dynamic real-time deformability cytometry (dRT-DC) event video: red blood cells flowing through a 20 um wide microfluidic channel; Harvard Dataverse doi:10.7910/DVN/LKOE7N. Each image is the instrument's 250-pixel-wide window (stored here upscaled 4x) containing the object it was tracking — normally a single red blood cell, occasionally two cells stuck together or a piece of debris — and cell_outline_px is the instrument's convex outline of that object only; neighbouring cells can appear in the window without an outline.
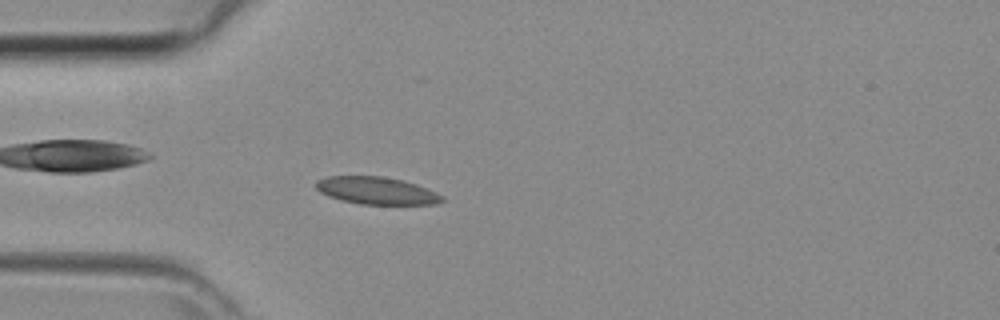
{"species": "common noctule bat (a hibernating species)", "species_latin": "Nyctalus noctula", "temperature_condition": "room temperature", "stored_images_in_passage": 42, "camera_frame_rate_fps": 3000, "um_per_image_px": 0.085, "animal": {"sex": "female", "body_mass_g": 29.2, "forearm_length_mm": 56.3}, "frame": {"image": 1, "passage_image": 11, "time_ms": 3.333, "image_size_px": [1000, 320], "cell_outline_px": [[444, 200], [436, 204], [360, 204], [340, 200], [328, 196], [320, 192], [316, 188], [316, 180], [328, 176], [384, 176], [404, 180], [428, 188], [444, 196]], "centroid_in_image_um": [32.02, 16.2], "position_along_channel_um": 53.0, "area_um2": 20.29}}
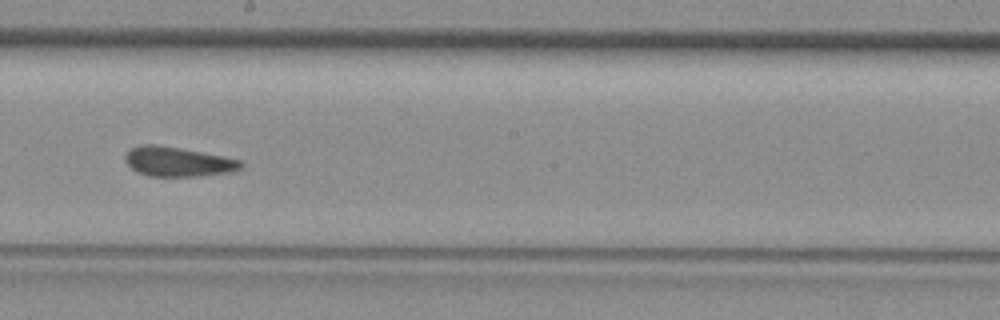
{"frame": {"image": 2, "passage_image": 23, "time_ms": 7.333, "image_size_px": [1000, 320], "cell_outline_px": [[244, 168], [236, 172], [204, 176], [148, 176], [136, 172], [124, 160], [124, 156], [128, 148], [140, 144], [156, 144], [180, 148], [224, 156], [240, 160], [244, 164]], "centroid_in_image_um": [15.14, 13.75], "position_along_channel_um": 233.1, "area_um2": 20.46}}
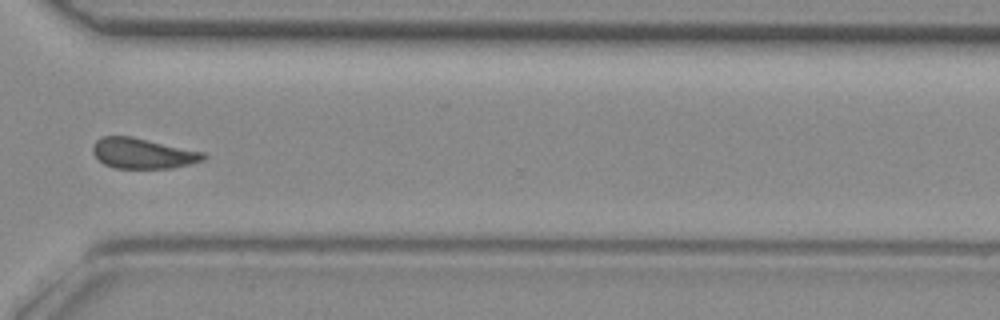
{"frame": {"image": 3, "passage_image": 31, "time_ms": 10.0, "image_size_px": [1000, 320], "cell_outline_px": [[208, 156], [204, 160], [192, 164], [172, 168], [112, 168], [104, 164], [92, 152], [92, 144], [100, 136], [132, 136], [204, 152]], "centroid_in_image_um": [12.14, 13.03], "position_along_channel_um": 358.5, "area_um2": 19.83}}